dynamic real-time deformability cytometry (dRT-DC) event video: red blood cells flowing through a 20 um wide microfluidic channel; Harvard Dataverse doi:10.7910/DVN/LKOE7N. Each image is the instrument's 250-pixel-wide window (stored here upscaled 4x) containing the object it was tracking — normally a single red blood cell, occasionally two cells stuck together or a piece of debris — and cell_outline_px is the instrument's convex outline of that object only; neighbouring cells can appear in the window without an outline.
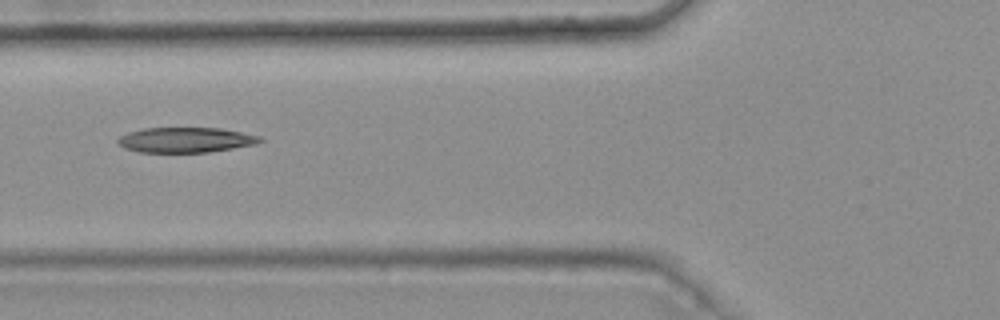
{"species": "common noctule bat (a hibernating species)", "species_latin": "Nyctalus noctula", "temperature_condition": "warm", "stored_images_in_passage": 8, "camera_frame_rate_fps": 3000, "um_per_image_px": 0.085, "animal": {"sex": "female", "body_mass_g": 25.1}, "frame": {"image": 1, "passage_image": 5, "time_ms": 1.333, "image_size_px": [1000, 320], "cell_outline_px": [[264, 140], [256, 144], [208, 152], [140, 152], [124, 148], [116, 144], [116, 140], [120, 136], [128, 132], [144, 128], [220, 128], [260, 136]], "centroid_in_image_um": [15.74, 11.89], "position_along_channel_um": 110.1, "area_um2": 20.81}}
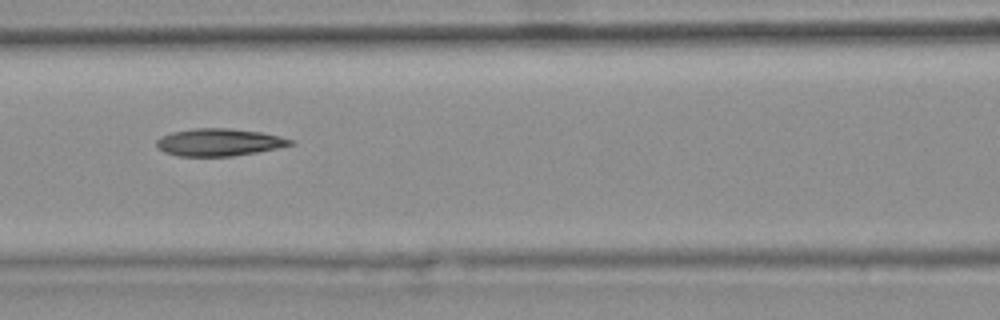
{"frame": {"image": 2, "passage_image": 6, "time_ms": 1.667, "image_size_px": [1000, 320], "cell_outline_px": [[296, 144], [280, 148], [232, 156], [176, 156], [164, 152], [156, 144], [156, 140], [160, 136], [172, 132], [196, 128], [228, 128], [260, 132], [280, 136], [292, 140]], "centroid_in_image_um": [18.63, 12.09], "position_along_channel_um": 148.0, "area_um2": 21.39}}